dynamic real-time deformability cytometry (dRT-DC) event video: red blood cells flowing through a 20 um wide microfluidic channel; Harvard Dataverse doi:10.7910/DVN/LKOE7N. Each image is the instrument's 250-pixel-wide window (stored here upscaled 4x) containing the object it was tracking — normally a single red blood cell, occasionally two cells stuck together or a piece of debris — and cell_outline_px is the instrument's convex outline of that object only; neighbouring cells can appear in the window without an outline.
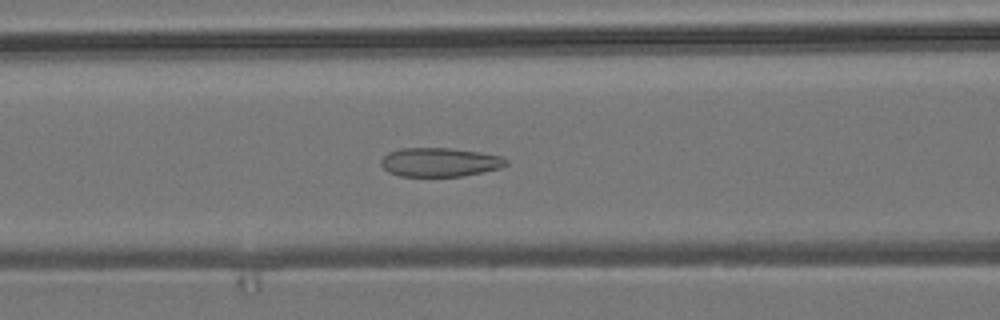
{"species": "common noctule bat (a hibernating species)", "species_latin": "Nyctalus noctula", "temperature_condition": "room temperature", "stored_images_in_passage": 42, "camera_frame_rate_fps": 3000, "um_per_image_px": 0.085, "animal": {"sex": "male", "body_mass_g": 19.2, "forearm_length_mm": 51.8}, "frame": {"image": 1, "passage_image": 11, "time_ms": 3.333, "image_size_px": [1000, 320], "cell_outline_px": [[508, 164], [500, 168], [464, 176], [400, 176], [388, 172], [380, 164], [380, 160], [388, 152], [400, 148], [448, 148], [476, 152], [500, 156], [508, 160]], "centroid_in_image_um": [37.34, 13.79], "position_along_channel_um": 129.3, "area_um2": 20.98}}
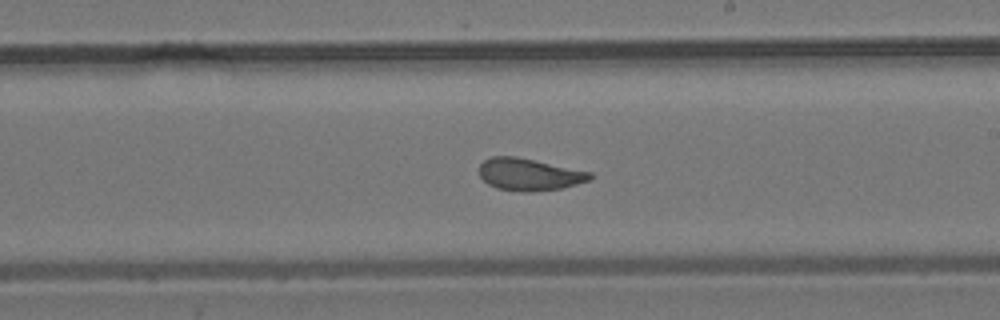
{"frame": {"image": 2, "passage_image": 20, "time_ms": 6.333, "image_size_px": [1000, 320], "cell_outline_px": [[596, 176], [592, 180], [560, 188], [528, 192], [524, 192], [496, 188], [488, 184], [480, 176], [480, 164], [484, 160], [492, 156], [516, 156], [592, 172]], "centroid_in_image_um": [45.01, 14.82], "position_along_channel_um": 244.0, "area_um2": 20.81}}
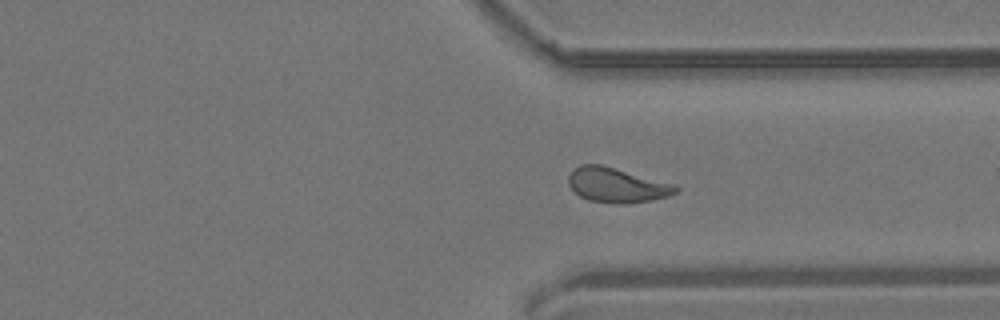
{"frame": {"image": 3, "passage_image": 29, "time_ms": 9.333, "image_size_px": [1000, 320], "cell_outline_px": [[680, 188], [676, 192], [668, 196], [652, 200], [624, 204], [620, 204], [588, 200], [580, 196], [568, 184], [568, 176], [580, 164], [600, 164], [672, 184]], "centroid_in_image_um": [52.4, 15.74], "position_along_channel_um": 359.0, "area_um2": 21.27}, "authors_computed_cell_mechanics": {"area_um2": 21.1837, "velocity_mm_per_s": 3.8323, "shape_relaxation_time_tau1_ms": null, "shape_relaxation_time_tau2_ms": 1.1455, "deformation_change_tau1": null, "deformation_change_tau2": 0.0844}}